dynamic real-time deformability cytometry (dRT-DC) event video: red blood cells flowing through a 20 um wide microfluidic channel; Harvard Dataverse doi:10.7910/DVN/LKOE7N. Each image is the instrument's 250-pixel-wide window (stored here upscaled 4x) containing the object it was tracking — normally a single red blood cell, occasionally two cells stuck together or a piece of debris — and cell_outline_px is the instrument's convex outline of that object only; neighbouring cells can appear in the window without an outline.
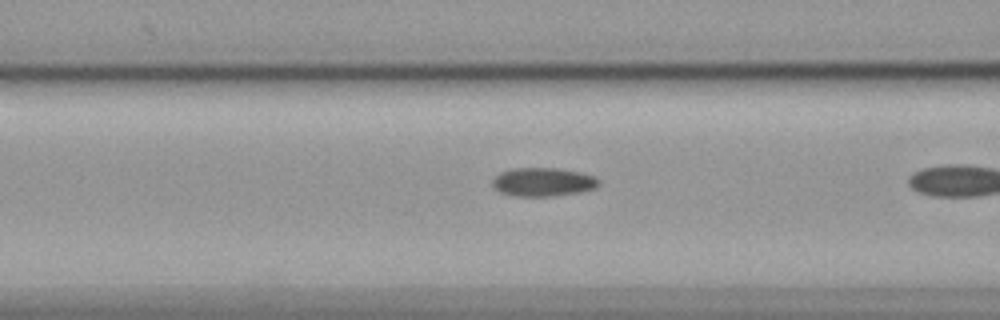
{"species": "common noctule bat (a hibernating species)", "species_latin": "Nyctalus noctula", "temperature_condition": "cold", "stored_images_in_passage": 30, "segment_of_instrument_passage": [2, 2], "camera_frame_rate_fps": 3000, "um_per_image_px": 0.085, "animal": {"sex": "female", "body_mass_g": 19.9}, "frame": {"image": 1, "passage_image": 19, "time_ms": 6.0, "image_size_px": [1000, 320], "cell_outline_px": [[600, 184], [596, 188], [580, 192], [552, 196], [516, 196], [500, 192], [492, 188], [492, 180], [500, 172], [512, 168], [556, 168], [580, 172], [596, 176], [600, 180]], "centroid_in_image_um": [46.17, 15.47], "position_along_channel_um": 120.4, "area_um2": 17.92}}
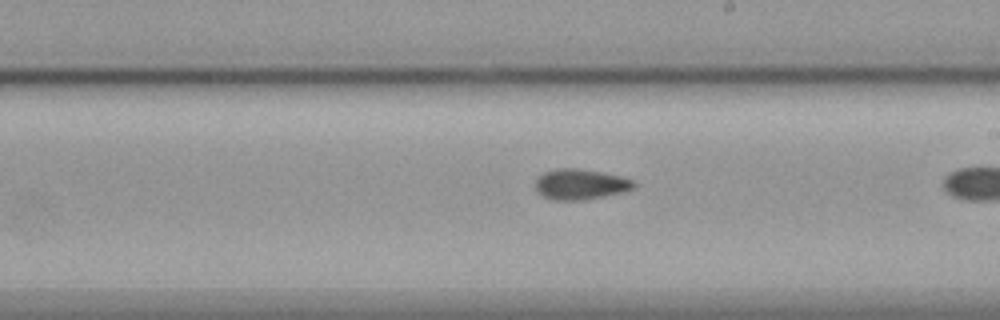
{"frame": {"image": 2, "passage_image": 29, "time_ms": 9.333, "image_size_px": [1000, 320], "cell_outline_px": [[636, 188], [624, 192], [584, 200], [552, 200], [536, 192], [536, 180], [544, 172], [556, 168], [576, 168], [600, 172], [620, 176], [632, 180], [636, 184]], "centroid_in_image_um": [49.34, 15.67], "position_along_channel_um": 239.7, "area_um2": 17.51}}